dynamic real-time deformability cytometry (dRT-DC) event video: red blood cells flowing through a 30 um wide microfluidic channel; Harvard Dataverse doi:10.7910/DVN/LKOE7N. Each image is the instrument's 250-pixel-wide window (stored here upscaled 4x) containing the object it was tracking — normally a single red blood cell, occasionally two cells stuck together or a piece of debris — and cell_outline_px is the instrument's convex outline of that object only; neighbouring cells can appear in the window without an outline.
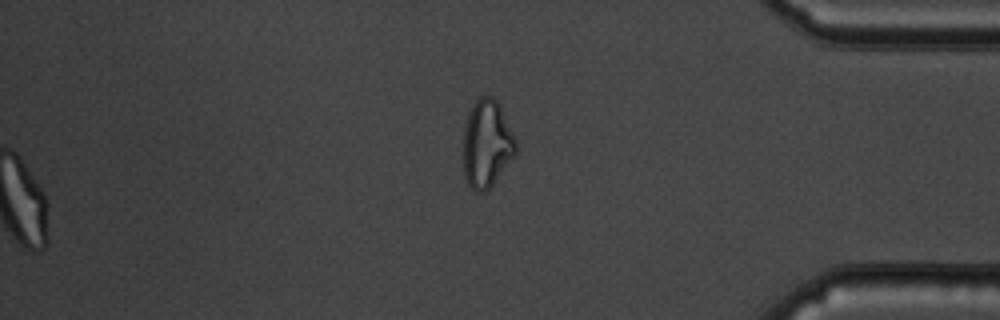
{"species": "common noctule bat (a hibernating species)", "species_latin": "Nyctalus noctula", "temperature_condition": "cold", "stored_images_in_passage": 61, "segment_of_instrument_passage": [2, 2], "camera_frame_rate_fps": 3000, "um_per_image_px": 0.085, "animal": {"sex": "male", "body_mass_g": 19.5, "forearm_length_mm": 54.6}, "frame": {"image": 1, "passage_image": 61, "time_ms": 20.0, "image_size_px": [1000, 320], "cell_outline_px": [[516, 152], [492, 184], [484, 192], [472, 192], [464, 176], [464, 128], [472, 104], [480, 96], [492, 96], [500, 104], [516, 140]], "centroid_in_image_um": [41.36, 12.21], "position_along_channel_um": 393.8, "area_um2": 26.59}}